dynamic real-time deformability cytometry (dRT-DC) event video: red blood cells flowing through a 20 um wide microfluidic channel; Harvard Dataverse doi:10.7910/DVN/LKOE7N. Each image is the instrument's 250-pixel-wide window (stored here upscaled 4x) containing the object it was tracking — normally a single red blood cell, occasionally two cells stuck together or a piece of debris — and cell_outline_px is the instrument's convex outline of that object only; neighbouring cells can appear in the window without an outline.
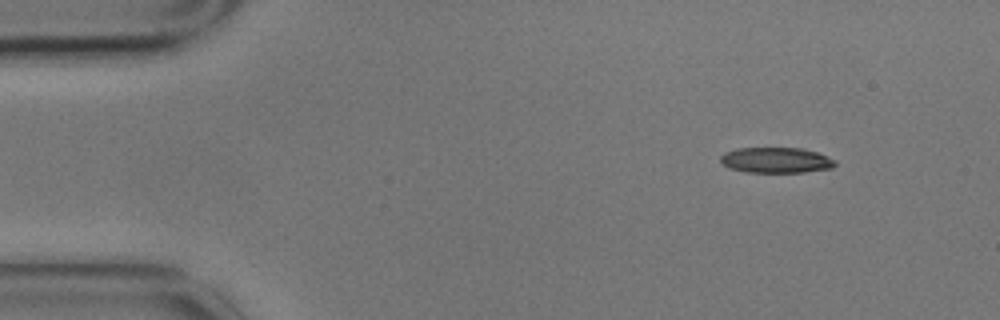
{"species": "common noctule bat (a hibernating species)", "species_latin": "Nyctalus noctula", "temperature_condition": "cold", "stored_images_in_passage": 7, "camera_frame_rate_fps": 3000, "um_per_image_px": 0.085, "animal": {"sex": "male", "body_mass_g": 17.9}, "frame": {"image": 1, "passage_image": 1, "time_ms": 0.0, "image_size_px": [1000, 320], "cell_outline_px": [[836, 164], [832, 168], [804, 172], [748, 172], [728, 168], [720, 160], [720, 156], [724, 152], [736, 148], [804, 148], [816, 152], [836, 160]], "centroid_in_image_um": [65.96, 13.61], "position_along_channel_um": 19.0, "area_um2": 17.11}}
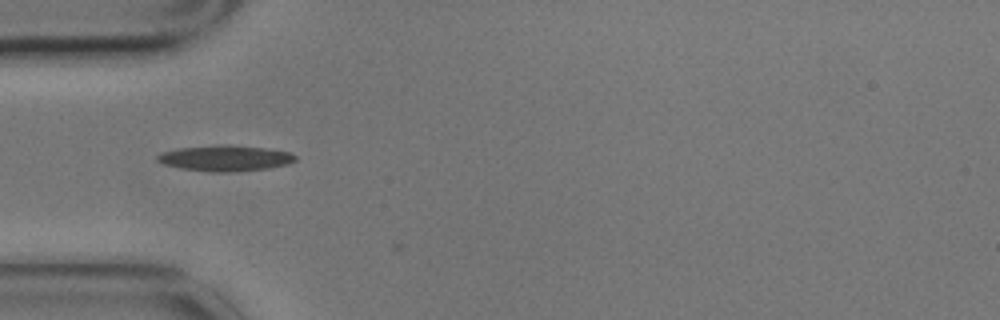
{"frame": {"image": 2, "passage_image": 4, "time_ms": 1.0, "image_size_px": [1000, 320], "cell_outline_px": [[296, 160], [288, 164], [268, 168], [232, 172], [212, 172], [180, 168], [164, 164], [156, 160], [156, 156], [160, 152], [180, 148], [216, 144], [224, 144], [264, 148], [288, 152], [296, 156]], "centroid_in_image_um": [19.1, 13.44], "position_along_channel_um": 65.9, "area_um2": 20.75}}